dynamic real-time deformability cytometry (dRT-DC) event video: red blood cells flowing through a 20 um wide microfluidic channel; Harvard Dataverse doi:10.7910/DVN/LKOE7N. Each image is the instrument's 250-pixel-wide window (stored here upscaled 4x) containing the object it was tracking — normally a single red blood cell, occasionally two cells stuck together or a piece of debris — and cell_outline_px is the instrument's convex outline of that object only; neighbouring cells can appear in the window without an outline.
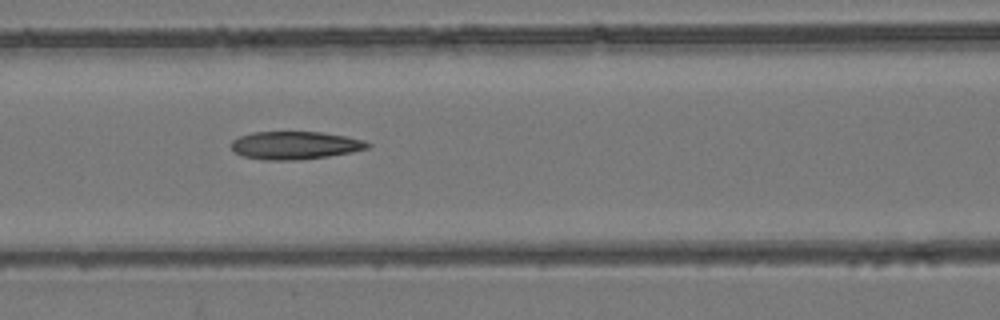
{"species": "common noctule bat (a hibernating species)", "species_latin": "Nyctalus noctula", "temperature_condition": "room temperature", "stored_images_in_passage": 6, "camera_frame_rate_fps": 3000, "um_per_image_px": 0.085, "animal": {"sex": "female", "body_mass_g": 24.6, "forearm_length_mm": 56.2}, "frame": {"image": 1, "passage_image": 4, "time_ms": 3.333, "image_size_px": [1000, 320], "cell_outline_px": [[372, 144], [368, 148], [352, 152], [328, 156], [296, 160], [264, 160], [244, 156], [232, 152], [232, 140], [240, 136], [252, 132], [320, 132], [344, 136], [364, 140]], "centroid_in_image_um": [25.06, 12.35], "position_along_channel_um": 141.5, "area_um2": 22.14}}
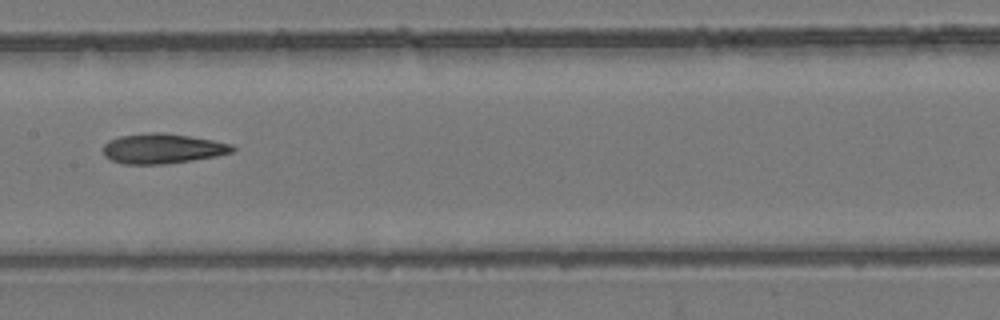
{"frame": {"image": 2, "passage_image": 5, "time_ms": 4.667, "image_size_px": [1000, 320], "cell_outline_px": [[236, 148], [232, 152], [216, 156], [168, 164], [120, 164], [104, 156], [104, 144], [108, 140], [120, 136], [152, 132], [160, 132], [188, 136], [212, 140], [232, 144]], "centroid_in_image_um": [13.79, 12.63], "position_along_channel_um": 193.6, "area_um2": 22.54}}
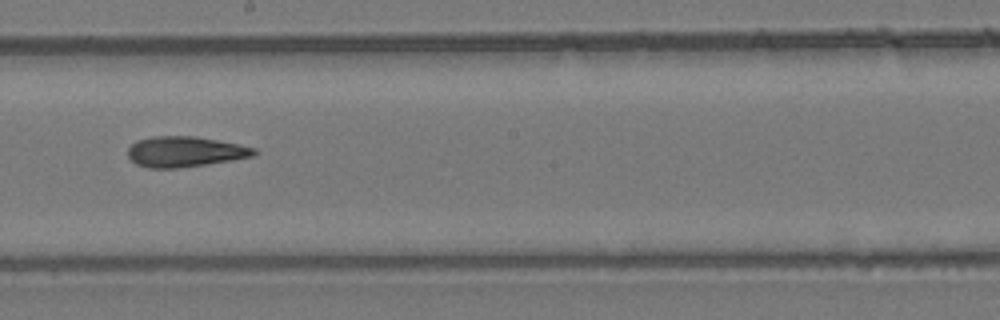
{"frame": {"image": 3, "passage_image": 6, "time_ms": 5.667, "image_size_px": [1000, 320], "cell_outline_px": [[256, 152], [252, 156], [232, 160], [176, 168], [148, 168], [136, 164], [128, 156], [128, 148], [136, 140], [152, 136], [196, 136], [256, 148]], "centroid_in_image_um": [15.67, 12.89], "position_along_channel_um": 232.5, "area_um2": 22.2}}